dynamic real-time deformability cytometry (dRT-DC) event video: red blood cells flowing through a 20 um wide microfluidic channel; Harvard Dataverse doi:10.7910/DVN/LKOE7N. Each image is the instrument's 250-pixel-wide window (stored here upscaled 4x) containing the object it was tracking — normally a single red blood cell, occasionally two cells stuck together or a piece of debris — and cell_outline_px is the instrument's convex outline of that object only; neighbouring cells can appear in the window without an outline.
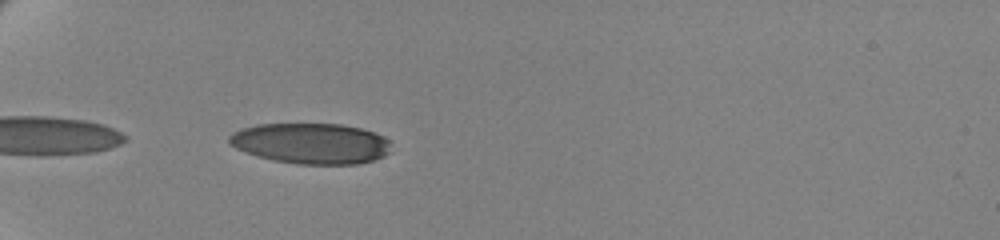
{"species": "human", "species_latin": "Homo sapiens", "temperature_condition": "cold", "stored_images_in_passage": 21, "camera_frame_rate_fps": 3000, "um_per_image_px": 0.085, "donor": {"sex": "female"}, "frame": {"image": 1, "passage_image": 2, "time_ms": 0.333, "image_size_px": [1000, 240], "cell_outline_px": [[388, 152], [384, 156], [372, 160], [356, 164], [296, 164], [272, 160], [236, 148], [228, 144], [228, 136], [232, 132], [240, 128], [256, 124], [340, 124], [360, 128], [384, 136], [388, 140]], "centroid_in_image_um": [26.38, 12.18], "position_along_channel_um": 58.6, "area_um2": 38.26}}
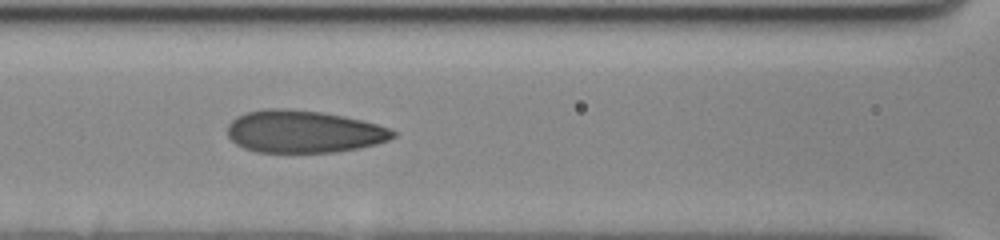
{"frame": {"image": 2, "passage_image": 11, "time_ms": 3.333, "image_size_px": [1000, 240], "cell_outline_px": [[396, 136], [388, 140], [376, 144], [360, 148], [336, 152], [256, 152], [244, 148], [236, 144], [228, 136], [228, 124], [236, 116], [248, 112], [264, 108], [284, 108], [320, 112], [344, 116], [376, 124], [388, 128], [396, 132]], "centroid_in_image_um": [25.79, 11.19], "position_along_channel_um": 140.8, "area_um2": 40.86}}
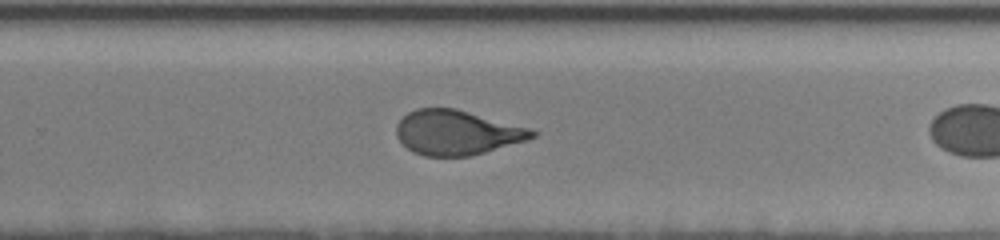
{"frame": {"image": 3, "passage_image": 20, "time_ms": 6.333, "image_size_px": [1000, 240], "cell_outline_px": [[540, 132], [536, 136], [528, 140], [484, 152], [468, 156], [424, 156], [412, 152], [396, 136], [396, 124], [408, 112], [416, 108], [456, 108], [532, 128]], "centroid_in_image_um": [38.87, 11.26], "position_along_channel_um": 290.9, "area_um2": 35.55}}